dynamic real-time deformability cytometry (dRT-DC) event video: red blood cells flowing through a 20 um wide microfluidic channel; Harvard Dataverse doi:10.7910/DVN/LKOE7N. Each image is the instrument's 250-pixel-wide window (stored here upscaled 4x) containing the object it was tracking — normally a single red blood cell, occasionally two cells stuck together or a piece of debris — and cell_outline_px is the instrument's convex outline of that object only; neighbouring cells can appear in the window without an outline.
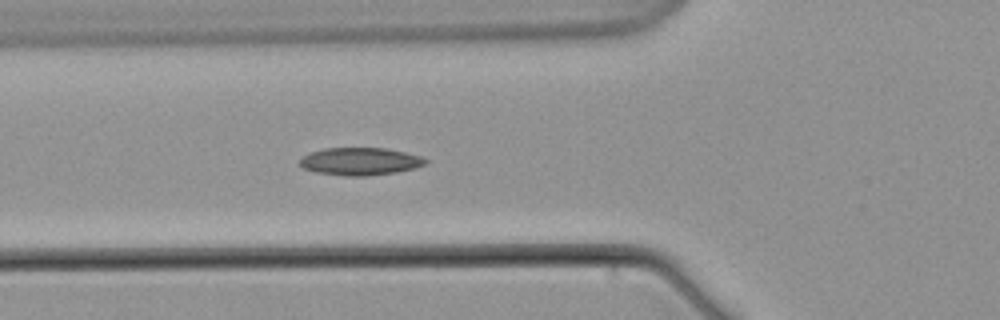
{"species": "common noctule bat (a hibernating species)", "species_latin": "Nyctalus noctula", "temperature_condition": "warm", "stored_images_in_passage": 5, "camera_frame_rate_fps": 3000, "um_per_image_px": 0.085, "animal": {"sex": "male", "body_mass_g": 21.5, "forearm_length_mm": 52.0}, "frame": {"image": 1, "passage_image": 5, "time_ms": 4.667, "image_size_px": [1000, 320], "cell_outline_px": [[428, 160], [424, 164], [416, 168], [396, 172], [368, 176], [344, 176], [316, 172], [304, 168], [300, 164], [300, 160], [304, 156], [312, 152], [324, 148], [388, 148], [420, 156]], "centroid_in_image_um": [30.63, 13.72], "position_along_channel_um": 95.2, "area_um2": 20.11}}